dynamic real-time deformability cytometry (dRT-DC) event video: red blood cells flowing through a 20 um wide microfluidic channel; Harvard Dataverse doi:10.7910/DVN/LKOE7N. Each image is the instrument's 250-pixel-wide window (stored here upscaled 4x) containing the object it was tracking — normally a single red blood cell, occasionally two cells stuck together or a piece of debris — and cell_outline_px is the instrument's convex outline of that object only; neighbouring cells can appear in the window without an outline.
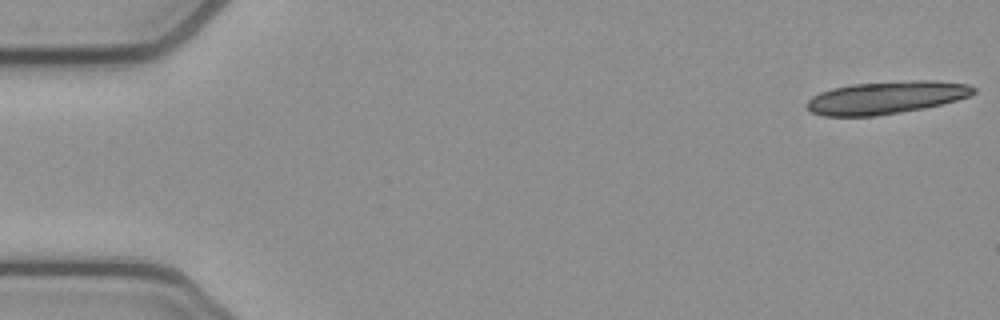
{"species": "common noctule bat (a hibernating species)", "species_latin": "Nyctalus noctula", "temperature_condition": "cold", "stored_images_in_passage": 9, "camera_frame_rate_fps": 3000, "um_per_image_px": 0.085, "animal": {"sex": "female", "body_mass_g": 21.9}, "frame": {"image": 1, "passage_image": 1, "time_ms": 0.0, "image_size_px": [1000, 320], "cell_outline_px": [[976, 92], [968, 96], [956, 100], [924, 108], [876, 116], [824, 116], [812, 112], [804, 104], [812, 96], [820, 92], [832, 88], [852, 84], [912, 80], [936, 80], [968, 84], [976, 88]], "centroid_in_image_um": [75.31, 8.29], "position_along_channel_um": 9.7, "area_um2": 31.73}}